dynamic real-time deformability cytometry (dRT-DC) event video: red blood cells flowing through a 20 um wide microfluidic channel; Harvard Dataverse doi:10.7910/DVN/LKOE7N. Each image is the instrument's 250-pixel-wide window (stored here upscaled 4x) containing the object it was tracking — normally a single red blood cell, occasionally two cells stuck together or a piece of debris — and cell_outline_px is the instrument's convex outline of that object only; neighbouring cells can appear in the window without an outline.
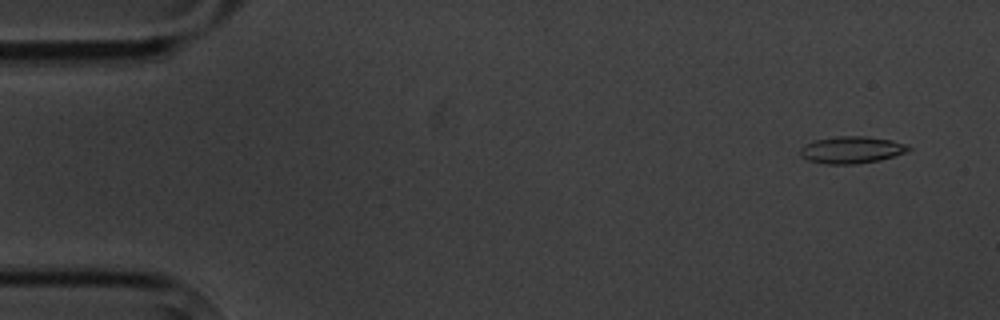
{"species": "common noctule bat (a hibernating species)", "species_latin": "Nyctalus noctula", "temperature_condition": "cold", "stored_images_in_passage": 5, "camera_frame_rate_fps": 3000, "um_per_image_px": 0.085, "animal": {"sex": "male", "body_mass_g": 20.1, "forearm_length_mm": 53.5}, "frame": {"image": 1, "passage_image": 5, "time_ms": 5.667, "image_size_px": [1000, 320], "cell_outline_px": [[912, 148], [904, 152], [880, 160], [856, 164], [828, 164], [808, 160], [800, 156], [800, 148], [804, 144], [816, 140], [836, 136], [864, 136], [892, 140], [908, 144]], "centroid_in_image_um": [72.37, 12.73], "position_along_channel_um": 12.6, "area_um2": 16.99}}